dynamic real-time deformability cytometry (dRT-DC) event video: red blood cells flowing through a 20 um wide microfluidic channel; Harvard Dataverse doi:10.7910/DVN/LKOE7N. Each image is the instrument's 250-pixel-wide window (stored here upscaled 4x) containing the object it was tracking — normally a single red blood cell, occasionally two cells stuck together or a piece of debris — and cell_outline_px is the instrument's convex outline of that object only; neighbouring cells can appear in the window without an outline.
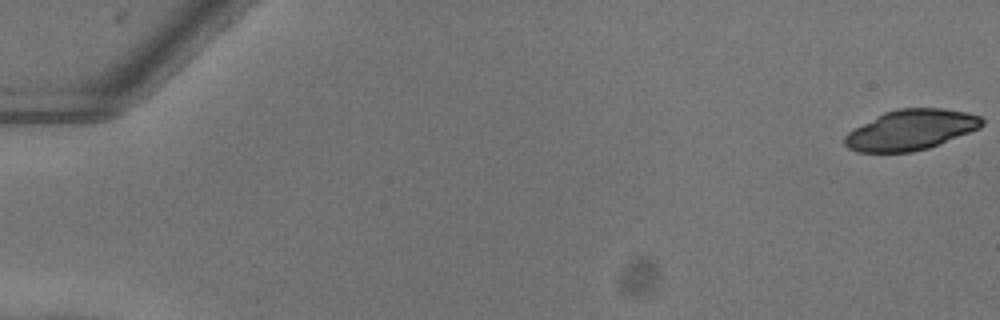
{"species": "common noctule bat (a hibernating species)", "species_latin": "Nyctalus noctula", "temperature_condition": "warm", "stored_images_in_passage": 26, "camera_frame_rate_fps": 3000, "um_per_image_px": 0.085, "animal": {"sex": "female"}, "frame": {"image": 1, "passage_image": 1, "time_ms": 0.0, "image_size_px": [1000, 320], "cell_outline_px": [[984, 124], [980, 128], [928, 148], [912, 152], [856, 152], [848, 148], [844, 144], [844, 136], [848, 132], [884, 112], [896, 108], [944, 108], [964, 112], [980, 116], [984, 120]], "centroid_in_image_um": [77.42, 11.04], "position_along_channel_um": 7.6, "area_um2": 32.14}}